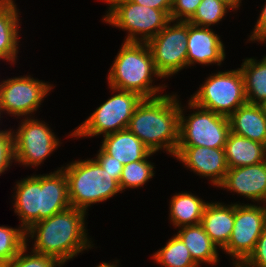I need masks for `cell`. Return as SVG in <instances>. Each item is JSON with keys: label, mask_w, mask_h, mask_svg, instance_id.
<instances>
[{"label": "cell", "mask_w": 266, "mask_h": 267, "mask_svg": "<svg viewBox=\"0 0 266 267\" xmlns=\"http://www.w3.org/2000/svg\"><path fill=\"white\" fill-rule=\"evenodd\" d=\"M86 213L70 207L34 223L26 230V237H36L32 251L51 256L64 265L83 250L93 247L86 233Z\"/></svg>", "instance_id": "cell-1"}, {"label": "cell", "mask_w": 266, "mask_h": 267, "mask_svg": "<svg viewBox=\"0 0 266 267\" xmlns=\"http://www.w3.org/2000/svg\"><path fill=\"white\" fill-rule=\"evenodd\" d=\"M14 212L26 231L34 223L49 218L71 207L68 198V181L64 170L33 175L16 182Z\"/></svg>", "instance_id": "cell-2"}, {"label": "cell", "mask_w": 266, "mask_h": 267, "mask_svg": "<svg viewBox=\"0 0 266 267\" xmlns=\"http://www.w3.org/2000/svg\"><path fill=\"white\" fill-rule=\"evenodd\" d=\"M176 96L144 98L129 121L127 129L154 153L164 149L176 154L180 127V103Z\"/></svg>", "instance_id": "cell-3"}, {"label": "cell", "mask_w": 266, "mask_h": 267, "mask_svg": "<svg viewBox=\"0 0 266 267\" xmlns=\"http://www.w3.org/2000/svg\"><path fill=\"white\" fill-rule=\"evenodd\" d=\"M153 76L162 78L147 42L124 41L107 78L111 88L135 92L142 98H155L161 96L157 94L166 86H153Z\"/></svg>", "instance_id": "cell-4"}, {"label": "cell", "mask_w": 266, "mask_h": 267, "mask_svg": "<svg viewBox=\"0 0 266 267\" xmlns=\"http://www.w3.org/2000/svg\"><path fill=\"white\" fill-rule=\"evenodd\" d=\"M68 181L71 207L86 212L91 204L108 200L122 192L114 175L105 171L94 159L74 161L61 167Z\"/></svg>", "instance_id": "cell-5"}, {"label": "cell", "mask_w": 266, "mask_h": 267, "mask_svg": "<svg viewBox=\"0 0 266 267\" xmlns=\"http://www.w3.org/2000/svg\"><path fill=\"white\" fill-rule=\"evenodd\" d=\"M190 100L201 108L229 117L247 102L240 68L210 75Z\"/></svg>", "instance_id": "cell-6"}, {"label": "cell", "mask_w": 266, "mask_h": 267, "mask_svg": "<svg viewBox=\"0 0 266 267\" xmlns=\"http://www.w3.org/2000/svg\"><path fill=\"white\" fill-rule=\"evenodd\" d=\"M117 94L101 104L80 126L69 136L86 137L107 135L127 129L136 107L144 99L131 91H122L110 87Z\"/></svg>", "instance_id": "cell-7"}, {"label": "cell", "mask_w": 266, "mask_h": 267, "mask_svg": "<svg viewBox=\"0 0 266 267\" xmlns=\"http://www.w3.org/2000/svg\"><path fill=\"white\" fill-rule=\"evenodd\" d=\"M188 109H196L189 116L183 114L180 103L178 146H205L224 148L230 130L229 118L201 108L188 100ZM198 109V110H197Z\"/></svg>", "instance_id": "cell-8"}, {"label": "cell", "mask_w": 266, "mask_h": 267, "mask_svg": "<svg viewBox=\"0 0 266 267\" xmlns=\"http://www.w3.org/2000/svg\"><path fill=\"white\" fill-rule=\"evenodd\" d=\"M103 21L126 30L125 42H148L167 25L170 17L162 10L128 0L115 5Z\"/></svg>", "instance_id": "cell-9"}, {"label": "cell", "mask_w": 266, "mask_h": 267, "mask_svg": "<svg viewBox=\"0 0 266 267\" xmlns=\"http://www.w3.org/2000/svg\"><path fill=\"white\" fill-rule=\"evenodd\" d=\"M265 205L234 203V227L228 244L222 250L232 256L235 267H240L253 253L266 228Z\"/></svg>", "instance_id": "cell-10"}, {"label": "cell", "mask_w": 266, "mask_h": 267, "mask_svg": "<svg viewBox=\"0 0 266 267\" xmlns=\"http://www.w3.org/2000/svg\"><path fill=\"white\" fill-rule=\"evenodd\" d=\"M171 22L173 25H170ZM170 20L147 44L157 72L168 78L187 67L188 21Z\"/></svg>", "instance_id": "cell-11"}, {"label": "cell", "mask_w": 266, "mask_h": 267, "mask_svg": "<svg viewBox=\"0 0 266 267\" xmlns=\"http://www.w3.org/2000/svg\"><path fill=\"white\" fill-rule=\"evenodd\" d=\"M22 121L18 131H13L15 162L36 167L46 160L61 142L45 122L30 117H25Z\"/></svg>", "instance_id": "cell-12"}, {"label": "cell", "mask_w": 266, "mask_h": 267, "mask_svg": "<svg viewBox=\"0 0 266 267\" xmlns=\"http://www.w3.org/2000/svg\"><path fill=\"white\" fill-rule=\"evenodd\" d=\"M51 89V84L30 75L8 78L0 83V112L28 118L37 111Z\"/></svg>", "instance_id": "cell-13"}, {"label": "cell", "mask_w": 266, "mask_h": 267, "mask_svg": "<svg viewBox=\"0 0 266 267\" xmlns=\"http://www.w3.org/2000/svg\"><path fill=\"white\" fill-rule=\"evenodd\" d=\"M174 157L197 175L209 177L217 187L223 182L229 169L224 148L177 146Z\"/></svg>", "instance_id": "cell-14"}, {"label": "cell", "mask_w": 266, "mask_h": 267, "mask_svg": "<svg viewBox=\"0 0 266 267\" xmlns=\"http://www.w3.org/2000/svg\"><path fill=\"white\" fill-rule=\"evenodd\" d=\"M236 192L253 202L266 203V161L256 165L229 168L218 186Z\"/></svg>", "instance_id": "cell-15"}, {"label": "cell", "mask_w": 266, "mask_h": 267, "mask_svg": "<svg viewBox=\"0 0 266 267\" xmlns=\"http://www.w3.org/2000/svg\"><path fill=\"white\" fill-rule=\"evenodd\" d=\"M187 67L199 63L202 65H221L225 59V47L220 36L209 27H199L188 22Z\"/></svg>", "instance_id": "cell-16"}, {"label": "cell", "mask_w": 266, "mask_h": 267, "mask_svg": "<svg viewBox=\"0 0 266 267\" xmlns=\"http://www.w3.org/2000/svg\"><path fill=\"white\" fill-rule=\"evenodd\" d=\"M228 118L232 133L266 145V113L261 105L246 102Z\"/></svg>", "instance_id": "cell-17"}, {"label": "cell", "mask_w": 266, "mask_h": 267, "mask_svg": "<svg viewBox=\"0 0 266 267\" xmlns=\"http://www.w3.org/2000/svg\"><path fill=\"white\" fill-rule=\"evenodd\" d=\"M100 147L123 165L143 160L152 152L128 129L104 135Z\"/></svg>", "instance_id": "cell-18"}, {"label": "cell", "mask_w": 266, "mask_h": 267, "mask_svg": "<svg viewBox=\"0 0 266 267\" xmlns=\"http://www.w3.org/2000/svg\"><path fill=\"white\" fill-rule=\"evenodd\" d=\"M201 225L210 239L223 249L228 244L234 227V204L207 203Z\"/></svg>", "instance_id": "cell-19"}, {"label": "cell", "mask_w": 266, "mask_h": 267, "mask_svg": "<svg viewBox=\"0 0 266 267\" xmlns=\"http://www.w3.org/2000/svg\"><path fill=\"white\" fill-rule=\"evenodd\" d=\"M224 154L228 168L256 165L266 161V145L230 132Z\"/></svg>", "instance_id": "cell-20"}, {"label": "cell", "mask_w": 266, "mask_h": 267, "mask_svg": "<svg viewBox=\"0 0 266 267\" xmlns=\"http://www.w3.org/2000/svg\"><path fill=\"white\" fill-rule=\"evenodd\" d=\"M14 0H0V59L16 63L19 14Z\"/></svg>", "instance_id": "cell-21"}, {"label": "cell", "mask_w": 266, "mask_h": 267, "mask_svg": "<svg viewBox=\"0 0 266 267\" xmlns=\"http://www.w3.org/2000/svg\"><path fill=\"white\" fill-rule=\"evenodd\" d=\"M181 228V229H180ZM177 235L190 251L193 260L201 263H218V246L210 239L201 224L180 227Z\"/></svg>", "instance_id": "cell-22"}, {"label": "cell", "mask_w": 266, "mask_h": 267, "mask_svg": "<svg viewBox=\"0 0 266 267\" xmlns=\"http://www.w3.org/2000/svg\"><path fill=\"white\" fill-rule=\"evenodd\" d=\"M207 202L192 193L182 192L170 200L169 219L177 228L201 224Z\"/></svg>", "instance_id": "cell-23"}, {"label": "cell", "mask_w": 266, "mask_h": 267, "mask_svg": "<svg viewBox=\"0 0 266 267\" xmlns=\"http://www.w3.org/2000/svg\"><path fill=\"white\" fill-rule=\"evenodd\" d=\"M241 65L247 102L261 105L266 100V56L259 62L246 58Z\"/></svg>", "instance_id": "cell-24"}, {"label": "cell", "mask_w": 266, "mask_h": 267, "mask_svg": "<svg viewBox=\"0 0 266 267\" xmlns=\"http://www.w3.org/2000/svg\"><path fill=\"white\" fill-rule=\"evenodd\" d=\"M152 258L164 267H199L177 234L169 239L164 247L155 252Z\"/></svg>", "instance_id": "cell-25"}, {"label": "cell", "mask_w": 266, "mask_h": 267, "mask_svg": "<svg viewBox=\"0 0 266 267\" xmlns=\"http://www.w3.org/2000/svg\"><path fill=\"white\" fill-rule=\"evenodd\" d=\"M26 231L0 226V266H6L27 245Z\"/></svg>", "instance_id": "cell-26"}, {"label": "cell", "mask_w": 266, "mask_h": 267, "mask_svg": "<svg viewBox=\"0 0 266 267\" xmlns=\"http://www.w3.org/2000/svg\"><path fill=\"white\" fill-rule=\"evenodd\" d=\"M152 154H154V152H151L143 160L130 162L124 165L119 181L121 191L127 188L133 189L141 187L154 176V165L147 160Z\"/></svg>", "instance_id": "cell-27"}, {"label": "cell", "mask_w": 266, "mask_h": 267, "mask_svg": "<svg viewBox=\"0 0 266 267\" xmlns=\"http://www.w3.org/2000/svg\"><path fill=\"white\" fill-rule=\"evenodd\" d=\"M228 10L231 9L218 0H202L188 22L199 27H210L222 21Z\"/></svg>", "instance_id": "cell-28"}, {"label": "cell", "mask_w": 266, "mask_h": 267, "mask_svg": "<svg viewBox=\"0 0 266 267\" xmlns=\"http://www.w3.org/2000/svg\"><path fill=\"white\" fill-rule=\"evenodd\" d=\"M28 244L14 257L6 267H61L62 264L55 258L43 254H38L33 251L26 254ZM25 253V255H24ZM32 253V254H31Z\"/></svg>", "instance_id": "cell-29"}, {"label": "cell", "mask_w": 266, "mask_h": 267, "mask_svg": "<svg viewBox=\"0 0 266 267\" xmlns=\"http://www.w3.org/2000/svg\"><path fill=\"white\" fill-rule=\"evenodd\" d=\"M15 160L13 131L4 130L0 133V176Z\"/></svg>", "instance_id": "cell-30"}, {"label": "cell", "mask_w": 266, "mask_h": 267, "mask_svg": "<svg viewBox=\"0 0 266 267\" xmlns=\"http://www.w3.org/2000/svg\"><path fill=\"white\" fill-rule=\"evenodd\" d=\"M202 0H172L170 20L188 21Z\"/></svg>", "instance_id": "cell-31"}, {"label": "cell", "mask_w": 266, "mask_h": 267, "mask_svg": "<svg viewBox=\"0 0 266 267\" xmlns=\"http://www.w3.org/2000/svg\"><path fill=\"white\" fill-rule=\"evenodd\" d=\"M94 160L105 171H107L111 175H114V180H116L119 183L122 175V170L124 168V165L120 161L115 160L114 157L107 154L101 147Z\"/></svg>", "instance_id": "cell-32"}, {"label": "cell", "mask_w": 266, "mask_h": 267, "mask_svg": "<svg viewBox=\"0 0 266 267\" xmlns=\"http://www.w3.org/2000/svg\"><path fill=\"white\" fill-rule=\"evenodd\" d=\"M240 267H266V228L257 240L255 250Z\"/></svg>", "instance_id": "cell-33"}, {"label": "cell", "mask_w": 266, "mask_h": 267, "mask_svg": "<svg viewBox=\"0 0 266 267\" xmlns=\"http://www.w3.org/2000/svg\"><path fill=\"white\" fill-rule=\"evenodd\" d=\"M254 31L251 33L249 41H260L261 43L266 42V4L261 10V14L254 26Z\"/></svg>", "instance_id": "cell-34"}, {"label": "cell", "mask_w": 266, "mask_h": 267, "mask_svg": "<svg viewBox=\"0 0 266 267\" xmlns=\"http://www.w3.org/2000/svg\"><path fill=\"white\" fill-rule=\"evenodd\" d=\"M132 2L146 7L164 11L169 17L172 9V0H131Z\"/></svg>", "instance_id": "cell-35"}, {"label": "cell", "mask_w": 266, "mask_h": 267, "mask_svg": "<svg viewBox=\"0 0 266 267\" xmlns=\"http://www.w3.org/2000/svg\"><path fill=\"white\" fill-rule=\"evenodd\" d=\"M223 2L226 6H228L232 11L240 7V3L242 0H218Z\"/></svg>", "instance_id": "cell-36"}, {"label": "cell", "mask_w": 266, "mask_h": 267, "mask_svg": "<svg viewBox=\"0 0 266 267\" xmlns=\"http://www.w3.org/2000/svg\"><path fill=\"white\" fill-rule=\"evenodd\" d=\"M108 5H110V7L108 8L107 13L117 4L124 2V1H128V0H104Z\"/></svg>", "instance_id": "cell-37"}, {"label": "cell", "mask_w": 266, "mask_h": 267, "mask_svg": "<svg viewBox=\"0 0 266 267\" xmlns=\"http://www.w3.org/2000/svg\"><path fill=\"white\" fill-rule=\"evenodd\" d=\"M116 263L114 264L113 262H112V264L111 263H106V262H102L101 264H99L97 267H117V263H118V261L116 260L115 261Z\"/></svg>", "instance_id": "cell-38"}, {"label": "cell", "mask_w": 266, "mask_h": 267, "mask_svg": "<svg viewBox=\"0 0 266 267\" xmlns=\"http://www.w3.org/2000/svg\"><path fill=\"white\" fill-rule=\"evenodd\" d=\"M261 107L263 108L264 112L266 113V100L261 104Z\"/></svg>", "instance_id": "cell-39"}]
</instances>
